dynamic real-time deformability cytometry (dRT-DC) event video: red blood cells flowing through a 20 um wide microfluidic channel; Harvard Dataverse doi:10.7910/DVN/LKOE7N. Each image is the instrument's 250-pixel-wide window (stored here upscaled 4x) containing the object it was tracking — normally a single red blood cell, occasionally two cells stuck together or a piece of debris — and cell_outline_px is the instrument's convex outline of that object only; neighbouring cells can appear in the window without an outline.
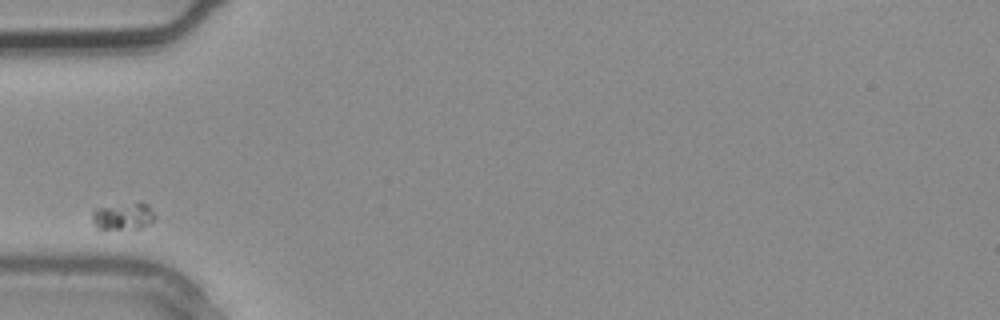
{"species": "common noctule bat (a hibernating species)", "species_latin": "Nyctalus noctula", "temperature_condition": "warm", "stored_images_in_passage": 1, "camera_frame_rate_fps": 3000, "um_per_image_px": 0.085, "animal": {"sex": "male", "body_mass_g": 20.4}, "frame": {"image": 1, "passage_image": 1, "time_ms": 0.0, "image_size_px": [1000, 320], "cell_outline_px": [[156, 216], [148, 224], [140, 228], [96, 228], [92, 220], [92, 212], [96, 208], [140, 200], [148, 204]], "centroid_in_image_um": [10.49, 18.33], "position_along_channel_um": 74.5, "area_um2": 10.0}}